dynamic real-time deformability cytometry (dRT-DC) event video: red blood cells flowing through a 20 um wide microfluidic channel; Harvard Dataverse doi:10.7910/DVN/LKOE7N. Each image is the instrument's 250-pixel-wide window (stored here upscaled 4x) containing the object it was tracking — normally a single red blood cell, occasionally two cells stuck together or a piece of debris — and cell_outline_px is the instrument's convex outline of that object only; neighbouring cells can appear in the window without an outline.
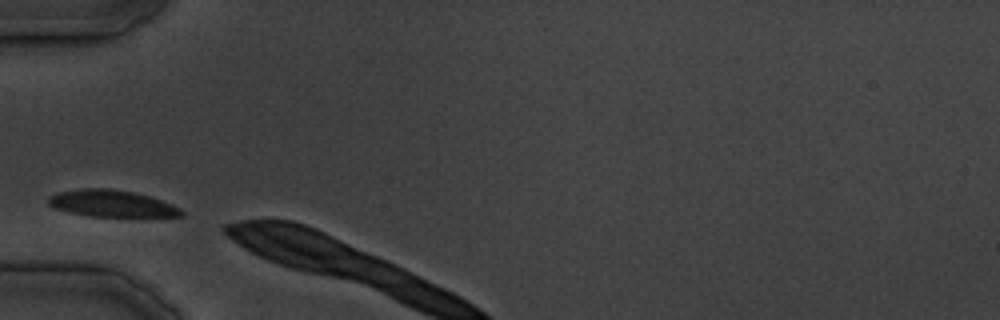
{"species": "common noctule bat (a hibernating species)", "species_latin": "Nyctalus noctula", "temperature_condition": "cold", "stored_images_in_passage": 2, "camera_frame_rate_fps": 3000, "um_per_image_px": 0.085, "animal": {"sex": "male", "body_mass_g": 19.5, "forearm_length_mm": 54.6}, "frame": {"image": 1, "passage_image": 1, "time_ms": 0.0, "image_size_px": [1000, 320], "cell_outline_px": [[184, 216], [92, 216], [72, 212], [56, 208], [48, 204], [48, 196], [60, 192], [80, 188], [108, 188], [132, 192], [148, 196], [160, 200], [180, 208], [184, 212]], "centroid_in_image_um": [9.48, 17.29], "position_along_channel_um": 75.5, "area_um2": 20.29}}